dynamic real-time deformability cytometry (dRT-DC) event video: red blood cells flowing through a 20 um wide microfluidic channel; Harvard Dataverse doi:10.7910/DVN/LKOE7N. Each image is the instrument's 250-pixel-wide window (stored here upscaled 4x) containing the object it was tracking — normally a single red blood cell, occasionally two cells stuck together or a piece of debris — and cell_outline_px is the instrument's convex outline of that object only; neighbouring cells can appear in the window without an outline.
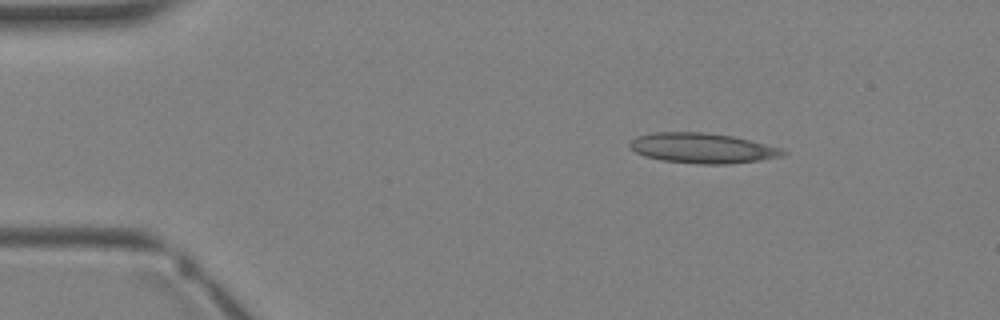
{"species": "Egyptian fruit bat (a non-hibernating species)", "species_latin": "Rousettus aegyptiacus", "temperature_condition": "warm", "stored_images_in_passage": 2, "camera_frame_rate_fps": 3000, "um_per_image_px": 0.085, "animal": {"sex": "female"}, "frame": {"image": 1, "passage_image": 1, "time_ms": 0.0, "image_size_px": [1000, 320], "cell_outline_px": [[788, 152], [784, 156], [760, 160], [728, 164], [696, 164], [660, 160], [644, 156], [628, 148], [628, 144], [636, 136], [656, 132], [704, 132], [732, 136], [780, 148]], "centroid_in_image_um": [59.66, 12.6], "position_along_channel_um": 25.3, "area_um2": 26.93}}